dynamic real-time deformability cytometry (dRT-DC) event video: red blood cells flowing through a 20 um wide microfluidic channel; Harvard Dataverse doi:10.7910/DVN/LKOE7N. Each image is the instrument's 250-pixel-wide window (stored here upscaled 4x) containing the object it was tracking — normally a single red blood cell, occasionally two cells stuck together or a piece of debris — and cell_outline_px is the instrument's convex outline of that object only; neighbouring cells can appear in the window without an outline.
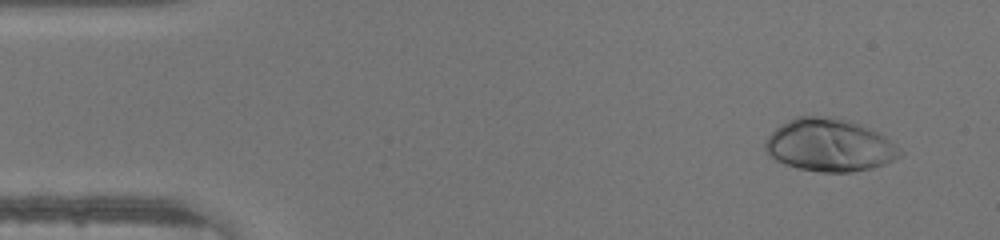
{"species": "human", "species_latin": "Homo sapiens", "temperature_condition": "warm", "stored_images_in_passage": 44, "camera_frame_rate_fps": 3000, "um_per_image_px": 0.085, "donor": {"sex": "male"}, "frame": {"image": 1, "passage_image": 1, "time_ms": 0.0, "image_size_px": [1000, 240], "cell_outline_px": [[904, 152], [900, 156], [884, 164], [872, 168], [852, 172], [820, 172], [800, 168], [784, 164], [776, 160], [764, 148], [764, 144], [768, 136], [780, 124], [796, 116], [816, 116], [852, 120], [884, 136], [900, 148]], "centroid_in_image_um": [70.51, 12.34], "position_along_channel_um": 14.5, "area_um2": 41.15}}
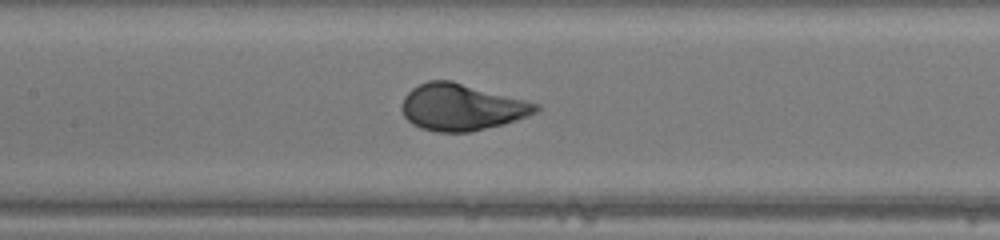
{"frame": {"image": 2, "passage_image": 19, "time_ms": 6.0, "image_size_px": [1000, 240], "cell_outline_px": [[540, 108], [536, 112], [528, 116], [516, 120], [468, 132], [436, 132], [420, 128], [412, 124], [404, 116], [400, 108], [404, 96], [412, 88], [428, 80], [452, 80], [540, 104]], "centroid_in_image_um": [39.2, 9.1], "position_along_channel_um": 168.2, "area_um2": 36.36}}
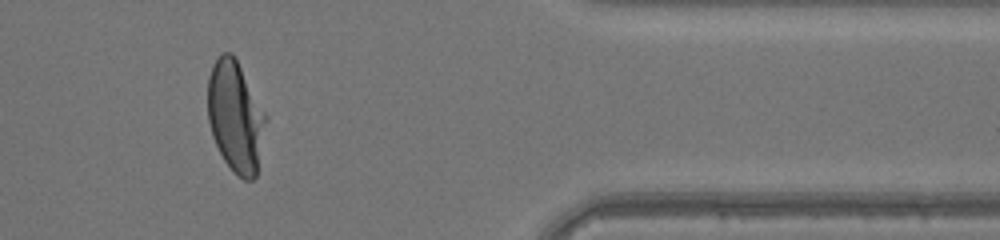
{"frame": {"image": 3, "passage_image": 36, "time_ms": 11.667, "image_size_px": [1000, 240], "cell_outline_px": [[268, 116], [256, 176], [252, 180], [244, 180], [236, 176], [224, 160], [212, 136], [208, 120], [208, 76], [212, 64], [224, 52], [232, 52]], "centroid_in_image_um": [20.02, 9.93], "position_along_channel_um": 391.4, "area_um2": 37.69}}